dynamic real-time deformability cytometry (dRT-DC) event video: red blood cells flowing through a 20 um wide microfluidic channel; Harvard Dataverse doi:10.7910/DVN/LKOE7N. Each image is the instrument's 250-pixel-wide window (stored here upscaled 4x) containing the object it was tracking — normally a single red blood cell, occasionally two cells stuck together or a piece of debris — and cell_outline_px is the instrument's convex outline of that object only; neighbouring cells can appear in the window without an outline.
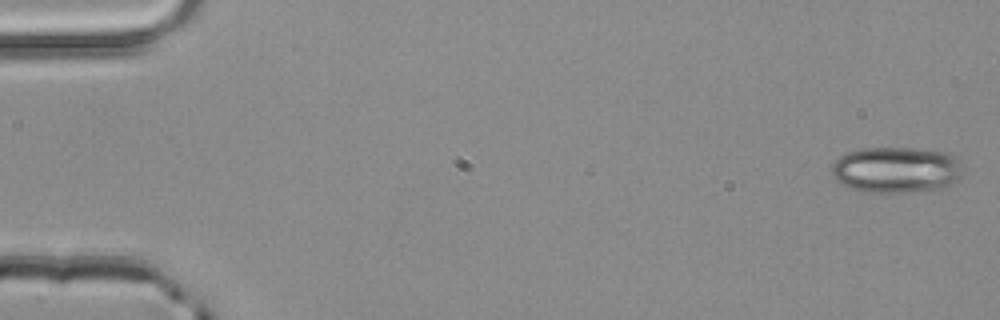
{"species": "common noctule bat (a hibernating species)", "species_latin": "Nyctalus noctula", "temperature_condition": "room temperature", "stored_images_in_passage": 52, "camera_frame_rate_fps": 3000, "um_per_image_px": 0.085, "animal": {"sex": "male", "body_mass_g": 20.4}, "frame": {"image": 1, "passage_image": 1, "time_ms": 0.0, "image_size_px": [1000, 320], "cell_outline_px": [[964, 168], [960, 176], [956, 180], [940, 188], [908, 192], [860, 192], [848, 188], [840, 184], [832, 176], [832, 164], [840, 156], [848, 152], [860, 148], [916, 148], [940, 152], [952, 156]], "centroid_in_image_um": [76.1, 14.44], "position_along_channel_um": 8.9, "area_um2": 35.08}}
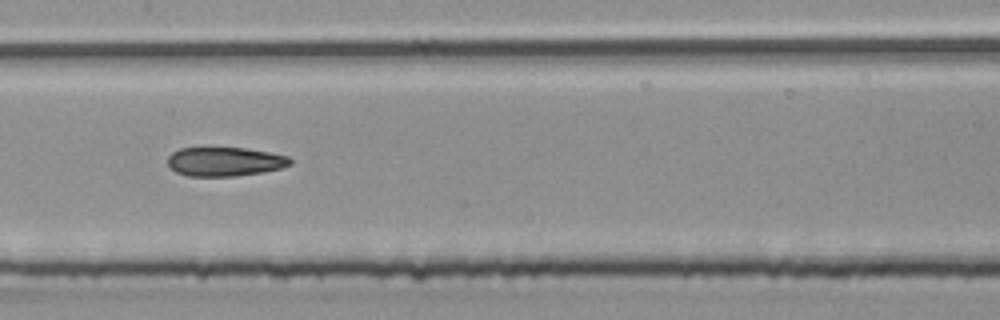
{"frame": {"image": 2, "passage_image": 26, "time_ms": 8.333, "image_size_px": [1000, 320], "cell_outline_px": [[292, 164], [280, 168], [264, 172], [236, 176], [188, 176], [176, 172], [168, 164], [168, 156], [172, 152], [180, 148], [244, 148], [268, 152], [288, 156], [292, 160]], "centroid_in_image_um": [19.11, 13.74], "position_along_channel_um": 188.3, "area_um2": 20.69}}
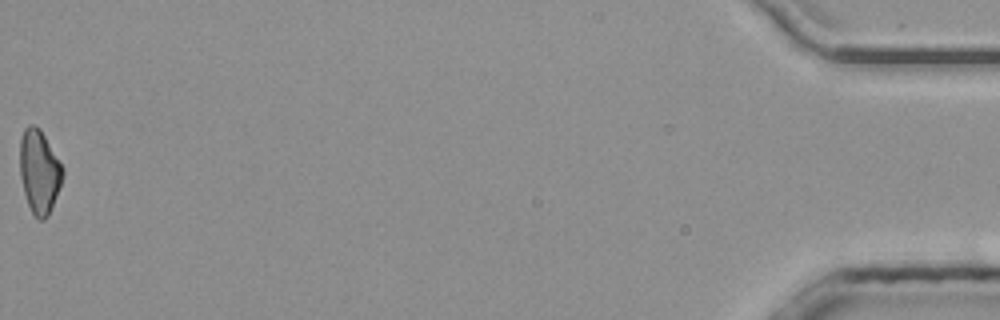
{"frame": {"image": 3, "passage_image": 52, "time_ms": 17.0, "image_size_px": [1000, 320], "cell_outline_px": [[64, 176], [48, 216], [44, 220], [36, 220], [28, 204], [24, 192], [20, 176], [20, 140], [24, 128], [28, 124], [36, 124], [40, 128], [64, 168]], "centroid_in_image_um": [3.34, 14.57], "position_along_channel_um": 431.9, "area_um2": 20.98}, "authors_computed_cell_mechanics": {"area_um2": 21.7328, "velocity_mm_per_s": 4.0362, "shape_relaxation_time_tau1_ms": null, "shape_relaxation_time_tau2_ms": 5.2369, "deformation_change_tau1": null, "deformation_change_tau2": 0.1417}}